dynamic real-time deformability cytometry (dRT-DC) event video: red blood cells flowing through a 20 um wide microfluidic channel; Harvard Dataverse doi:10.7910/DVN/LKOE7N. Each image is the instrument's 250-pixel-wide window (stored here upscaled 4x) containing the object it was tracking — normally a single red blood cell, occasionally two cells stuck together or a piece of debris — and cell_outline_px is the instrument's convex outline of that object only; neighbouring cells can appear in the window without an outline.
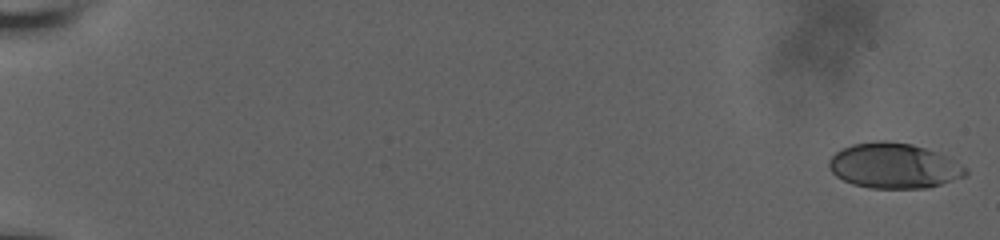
{"species": "human", "species_latin": "Homo sapiens", "temperature_condition": "room temperature", "stored_images_in_passage": 12, "camera_frame_rate_fps": 3000, "um_per_image_px": 0.085, "donor": {"sex": "male"}, "frame": {"image": 1, "passage_image": 1, "time_ms": 0.0, "image_size_px": [1000, 240], "cell_outline_px": [[968, 176], [928, 188], [872, 188], [852, 184], [836, 176], [828, 168], [828, 160], [836, 152], [852, 144], [876, 140], [884, 140], [912, 144], [936, 152], [968, 168]], "centroid_in_image_um": [75.98, 14.09], "position_along_channel_um": 9.0, "area_um2": 36.07}}
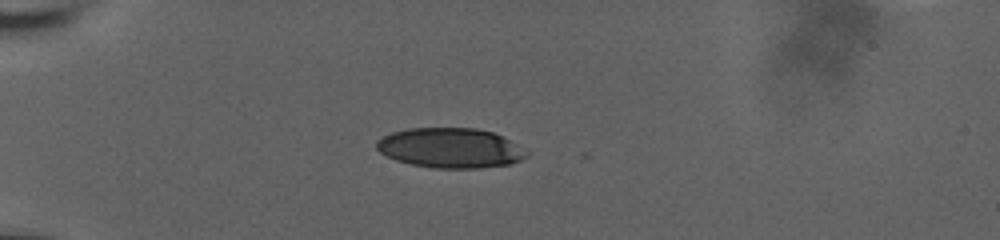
{"frame": {"image": 2, "passage_image": 9, "time_ms": 2.667, "image_size_px": [1000, 240], "cell_outline_px": [[528, 156], [512, 164], [480, 168], [432, 168], [412, 164], [396, 160], [380, 152], [376, 148], [376, 140], [392, 132], [408, 128], [476, 128], [492, 132], [504, 136], [528, 152]], "centroid_in_image_um": [38.29, 12.58], "position_along_channel_um": 46.7, "area_um2": 34.97}}
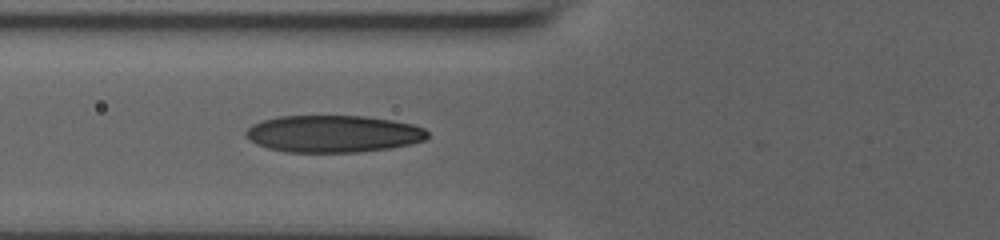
{"frame": {"image": 3, "passage_image": 12, "time_ms": 3.667, "image_size_px": [1000, 240], "cell_outline_px": [[428, 136], [424, 140], [392, 148], [360, 152], [284, 152], [268, 148], [256, 144], [248, 140], [244, 136], [244, 132], [252, 124], [264, 120], [280, 116], [364, 116], [392, 120], [412, 124], [424, 128], [428, 132]], "centroid_in_image_um": [28.29, 11.38], "position_along_channel_um": 97.5, "area_um2": 39.42}}